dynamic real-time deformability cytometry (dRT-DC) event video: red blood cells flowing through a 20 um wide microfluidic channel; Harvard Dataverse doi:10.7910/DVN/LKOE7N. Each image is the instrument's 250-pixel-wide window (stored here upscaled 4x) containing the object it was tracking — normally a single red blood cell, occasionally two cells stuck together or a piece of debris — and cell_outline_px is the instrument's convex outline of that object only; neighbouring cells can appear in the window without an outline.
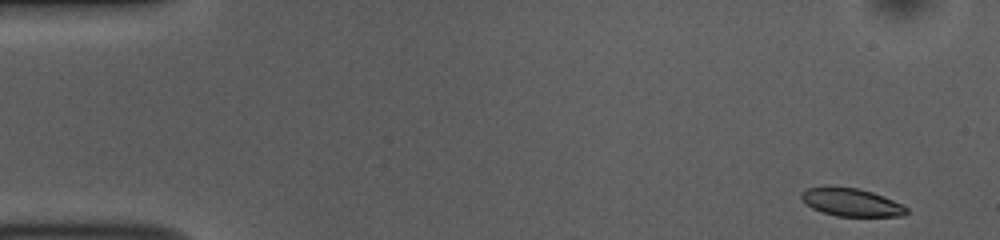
{"species": "common noctule bat (a hibernating species)", "species_latin": "Nyctalus noctula", "temperature_condition": "room temperature", "stored_images_in_passage": 50, "camera_frame_rate_fps": 3000, "um_per_image_px": 0.085, "animal": {"sex": "female", "body_mass_g": 10.0, "forearm_length_mm": 53.1}, "frame": {"image": 1, "passage_image": 1, "time_ms": 0.0, "image_size_px": [1000, 240], "cell_outline_px": [[908, 212], [904, 216], [836, 216], [812, 208], [800, 196], [800, 192], [808, 188], [824, 184], [832, 184], [860, 188], [884, 196], [904, 204], [908, 208]], "centroid_in_image_um": [72.36, 17.15], "position_along_channel_um": 12.6, "area_um2": 17.69}}
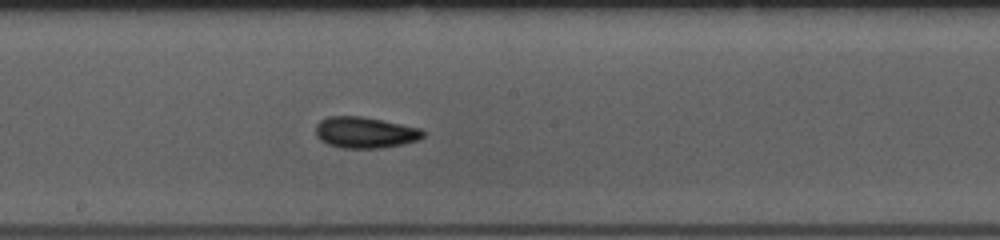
{"frame": {"image": 2, "passage_image": 26, "time_ms": 8.333, "image_size_px": [1000, 240], "cell_outline_px": [[424, 136], [420, 140], [404, 144], [380, 148], [340, 148], [328, 144], [320, 140], [316, 136], [316, 124], [320, 120], [328, 116], [360, 116], [420, 128], [424, 132]], "centroid_in_image_um": [31.01, 11.27], "position_along_channel_um": 217.2, "area_um2": 19.54}}
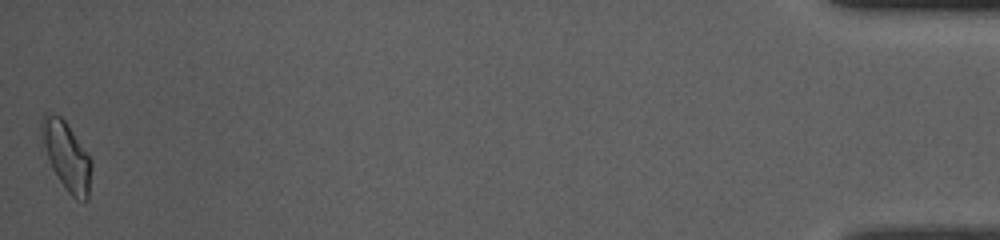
{"frame": {"image": 3, "passage_image": 50, "time_ms": 16.333, "image_size_px": [1000, 240], "cell_outline_px": [[92, 168], [88, 200], [76, 200], [68, 192], [52, 168], [48, 160], [44, 144], [40, 124], [40, 120], [44, 112], [52, 112], [60, 116], [64, 120], [92, 160]], "centroid_in_image_um": [5.67, 13.25], "position_along_channel_um": 429.5, "area_um2": 19.65}, "authors_computed_cell_mechanics": {"area_um2": 18.5249, "velocity_mm_per_s": 3.8243, "shape_relaxation_time_tau1_ms": 3.3558, "shape_relaxation_time_tau2_ms": 2.3426, "deformation_change_tau1": 0.0903, "deformation_change_tau2": 0.0773}}